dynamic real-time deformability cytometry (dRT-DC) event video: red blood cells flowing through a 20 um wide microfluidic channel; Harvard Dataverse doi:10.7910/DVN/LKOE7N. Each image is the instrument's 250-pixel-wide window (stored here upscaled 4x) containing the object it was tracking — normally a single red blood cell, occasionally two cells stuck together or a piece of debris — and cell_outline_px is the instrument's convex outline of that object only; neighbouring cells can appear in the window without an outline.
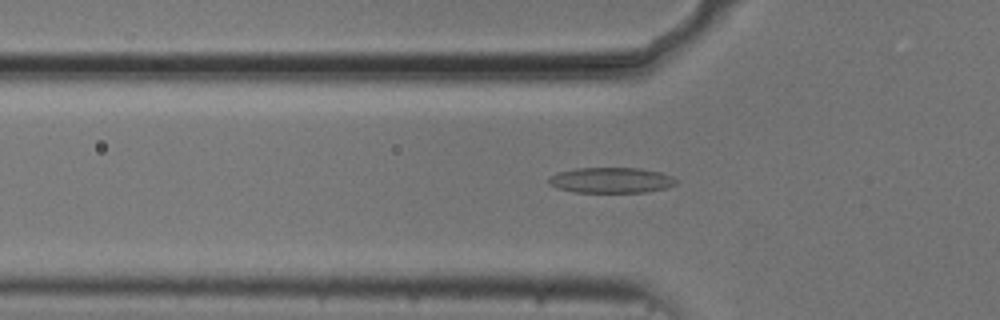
{"species": "common noctule bat (a hibernating species)", "species_latin": "Nyctalus noctula", "temperature_condition": "cold", "stored_images_in_passage": 53, "camera_frame_rate_fps": 3000, "um_per_image_px": 0.085, "animal": {"sex": "male", "body_mass_g": 20.5, "forearm_length_mm": 52.5}, "frame": {"image": 1, "passage_image": 17, "time_ms": 5.333, "image_size_px": [1000, 320], "cell_outline_px": [[676, 184], [668, 188], [644, 192], [572, 192], [556, 188], [548, 184], [548, 176], [560, 172], [576, 168], [640, 168], [660, 172], [672, 176], [676, 180]], "centroid_in_image_um": [51.92, 15.32], "position_along_channel_um": 73.9, "area_um2": 19.07}}
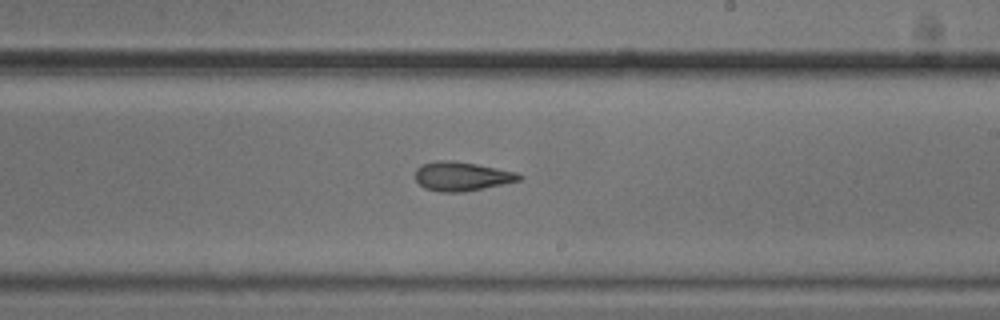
{"frame": {"image": 2, "passage_image": 31, "time_ms": 10.0, "image_size_px": [1000, 320], "cell_outline_px": [[524, 176], [520, 180], [464, 192], [440, 192], [424, 188], [416, 180], [416, 168], [424, 164], [436, 160], [452, 160], [476, 164], [516, 172]], "centroid_in_image_um": [39.23, 14.98], "position_along_channel_um": 249.8, "area_um2": 17.46}}
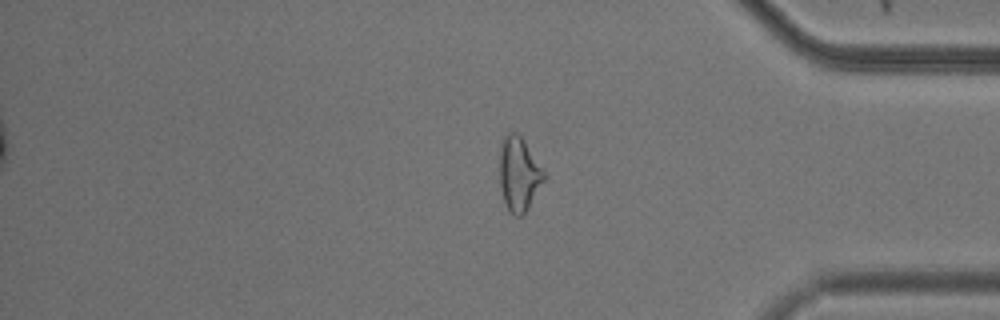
{"frame": {"image": 3, "passage_image": 44, "time_ms": 14.333, "image_size_px": [1000, 320], "cell_outline_px": [[544, 180], [528, 208], [520, 216], [516, 216], [508, 212], [504, 204], [500, 184], [500, 144], [504, 136], [508, 132], [516, 132], [524, 140], [544, 172]], "centroid_in_image_um": [44.07, 14.8], "position_along_channel_um": 391.1, "area_um2": 18.96}, "authors_computed_cell_mechanics": {"area_um2": 18.8428, "velocity_mm_per_s": 3.7465, "shape_relaxation_time_tau1_ms": 4.7018, "shape_relaxation_time_tau2_ms": 3.6568, "deformation_change_tau1": 0.1365, "deformation_change_tau2": 0.1307}}